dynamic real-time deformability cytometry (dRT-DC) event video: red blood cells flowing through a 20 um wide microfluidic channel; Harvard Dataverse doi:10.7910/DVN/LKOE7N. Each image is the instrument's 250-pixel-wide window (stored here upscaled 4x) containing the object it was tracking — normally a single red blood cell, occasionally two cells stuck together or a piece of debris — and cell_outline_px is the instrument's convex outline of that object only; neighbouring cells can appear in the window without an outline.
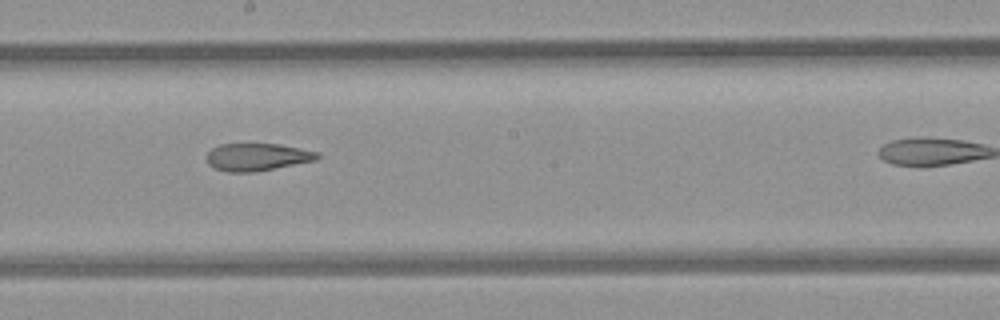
{"species": "common noctule bat (a hibernating species)", "species_latin": "Nyctalus noctula", "temperature_condition": "room temperature", "stored_images_in_passage": 8, "camera_frame_rate_fps": 3000, "um_per_image_px": 0.085, "animal": {"sex": "female", "body_mass_g": 21.9}, "frame": {"image": 1, "passage_image": 5, "time_ms": 1.333, "image_size_px": [1000, 320], "cell_outline_px": [[320, 156], [316, 160], [252, 172], [228, 172], [216, 168], [208, 164], [208, 152], [212, 148], [220, 144], [280, 144], [320, 152]], "centroid_in_image_um": [21.88, 13.33], "position_along_channel_um": 226.3, "area_um2": 17.51}}
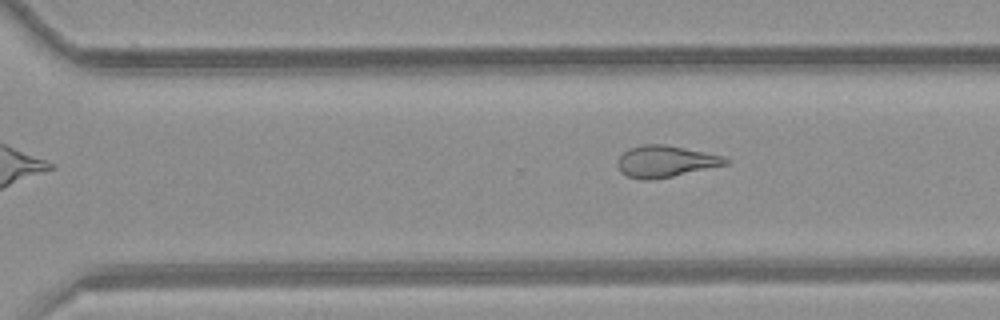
{"frame": {"image": 2, "passage_image": 8, "time_ms": 2.333, "image_size_px": [1000, 320], "cell_outline_px": [[732, 160], [728, 164], [672, 176], [648, 180], [644, 180], [628, 176], [620, 172], [616, 164], [620, 156], [628, 148], [640, 144], [664, 144], [724, 156]], "centroid_in_image_um": [56.55, 13.71], "position_along_channel_um": 314.0, "area_um2": 19.83}}